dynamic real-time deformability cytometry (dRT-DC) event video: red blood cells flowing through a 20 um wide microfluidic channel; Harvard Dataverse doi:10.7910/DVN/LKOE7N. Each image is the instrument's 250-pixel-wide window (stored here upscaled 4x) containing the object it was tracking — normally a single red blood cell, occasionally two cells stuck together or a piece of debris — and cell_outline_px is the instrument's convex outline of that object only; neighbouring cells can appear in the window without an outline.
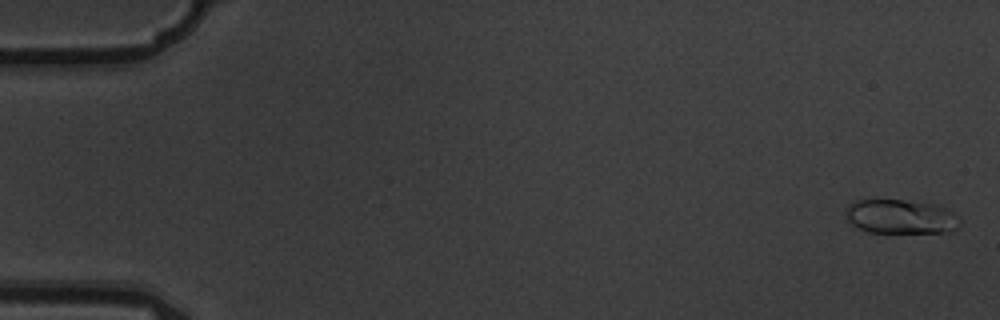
{"species": "common noctule bat (a hibernating species)", "species_latin": "Nyctalus noctula", "temperature_condition": "warm", "stored_images_in_passage": 5, "camera_frame_rate_fps": 3000, "um_per_image_px": 0.085, "animal": {"sex": "male", "body_mass_g": 19.5, "forearm_length_mm": 54.6}, "frame": {"image": 1, "passage_image": 1, "time_ms": 0.0, "image_size_px": [1000, 320], "cell_outline_px": [[960, 228], [952, 232], [868, 232], [852, 224], [848, 220], [844, 212], [844, 208], [852, 200], [904, 200], [936, 204], [960, 216]], "centroid_in_image_um": [76.57, 18.41], "position_along_channel_um": 8.4, "area_um2": 23.06}}